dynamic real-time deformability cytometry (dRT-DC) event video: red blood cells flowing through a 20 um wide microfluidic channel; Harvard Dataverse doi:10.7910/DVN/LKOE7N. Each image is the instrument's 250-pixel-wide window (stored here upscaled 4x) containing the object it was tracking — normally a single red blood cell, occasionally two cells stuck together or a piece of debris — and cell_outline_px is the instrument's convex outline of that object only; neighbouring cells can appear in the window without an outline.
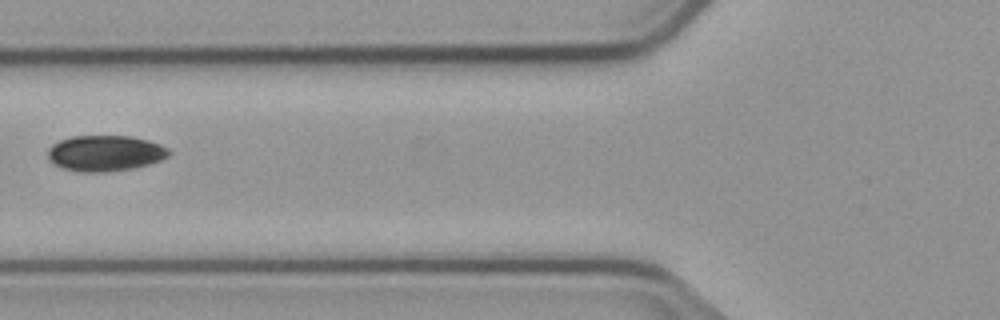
{"species": "common noctule bat (a hibernating species)", "species_latin": "Nyctalus noctula", "temperature_condition": "cold", "stored_images_in_passage": 4, "camera_frame_rate_fps": 3000, "um_per_image_px": 0.085, "animal": {"sex": "male", "body_mass_g": 23.1, "forearm_length_mm": 52.7}, "frame": {"image": 1, "passage_image": 3, "time_ms": 2.333, "image_size_px": [1000, 320], "cell_outline_px": [[172, 152], [168, 156], [160, 160], [148, 164], [132, 168], [104, 172], [84, 172], [64, 168], [56, 164], [48, 156], [48, 148], [52, 144], [60, 140], [72, 136], [132, 136], [148, 140], [160, 144], [168, 148]], "centroid_in_image_um": [8.97, 13.01], "position_along_channel_um": 116.8, "area_um2": 25.09}}
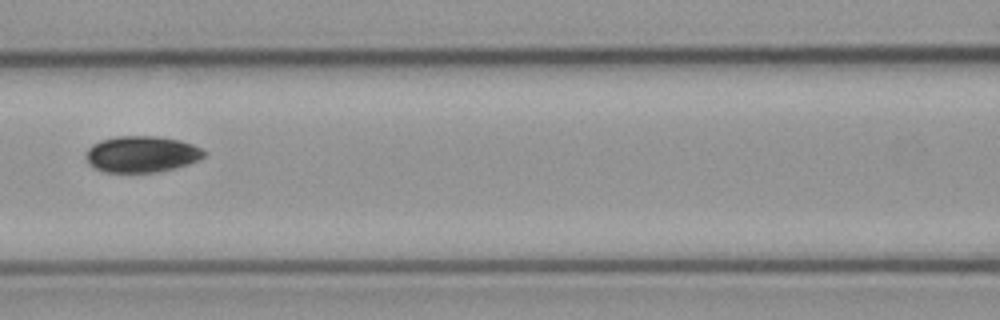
{"frame": {"image": 2, "passage_image": 4, "time_ms": 3.333, "image_size_px": [1000, 320], "cell_outline_px": [[204, 156], [188, 164], [176, 168], [156, 172], [104, 172], [88, 164], [88, 148], [92, 144], [100, 140], [116, 136], [156, 136], [180, 140], [192, 144], [200, 148], [204, 152]], "centroid_in_image_um": [12.03, 13.1], "position_along_channel_um": 154.6, "area_um2": 24.8}}